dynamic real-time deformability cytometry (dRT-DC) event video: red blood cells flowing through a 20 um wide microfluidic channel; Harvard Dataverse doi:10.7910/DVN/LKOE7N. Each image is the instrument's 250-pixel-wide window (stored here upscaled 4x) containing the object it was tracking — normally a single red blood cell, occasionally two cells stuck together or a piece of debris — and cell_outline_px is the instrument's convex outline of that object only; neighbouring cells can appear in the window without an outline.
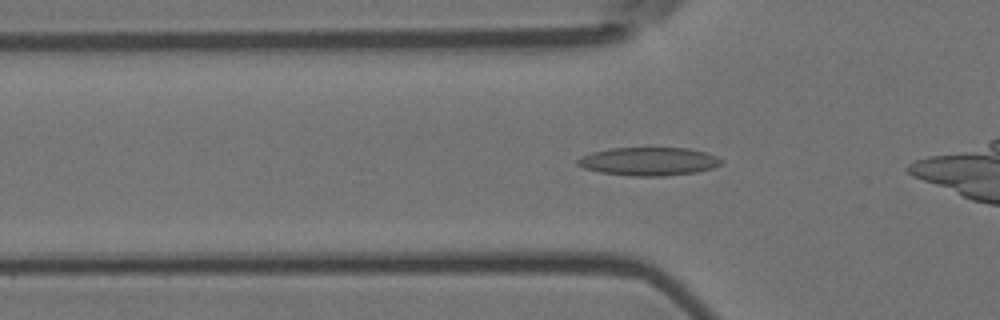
{"species": "Egyptian fruit bat (a non-hibernating species)", "species_latin": "Rousettus aegyptiacus", "temperature_condition": "room temperature", "stored_images_in_passage": 42, "camera_frame_rate_fps": 3000, "um_per_image_px": 0.085, "animal": {"sex": "female"}, "frame": {"image": 1, "passage_image": 11, "time_ms": 3.333, "image_size_px": [1000, 320], "cell_outline_px": [[724, 164], [712, 168], [696, 172], [664, 176], [632, 176], [600, 172], [584, 168], [576, 164], [576, 160], [580, 156], [592, 152], [612, 148], [688, 148], [704, 152], [716, 156], [724, 160]], "centroid_in_image_um": [55.15, 13.72], "position_along_channel_um": 70.7, "area_um2": 23.76}}
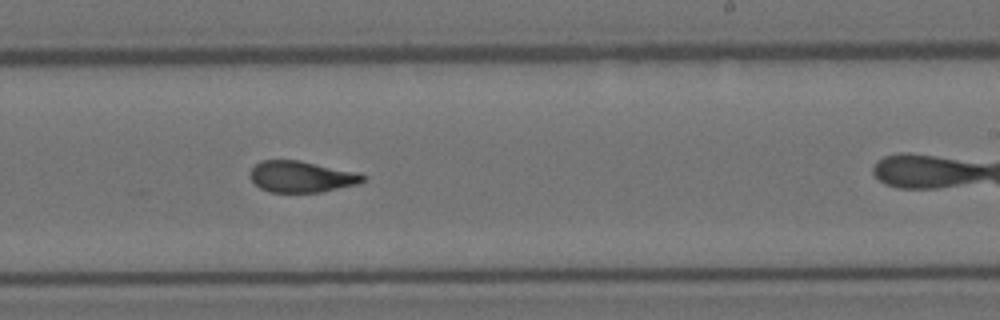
{"frame": {"image": 2, "passage_image": 27, "time_ms": 8.667, "image_size_px": [1000, 320], "cell_outline_px": [[368, 176], [364, 180], [356, 184], [320, 192], [268, 192], [260, 188], [248, 176], [248, 172], [260, 160], [300, 160], [360, 172]], "centroid_in_image_um": [25.62, 15.0], "position_along_channel_um": 263.4, "area_um2": 20.81}}
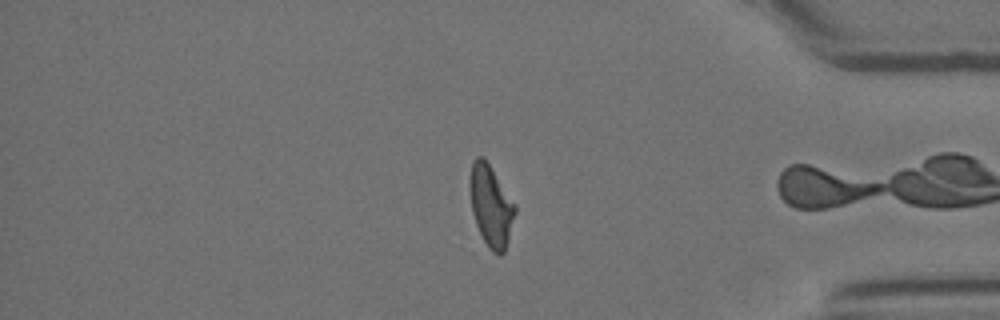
{"frame": {"image": 3, "passage_image": 40, "time_ms": 13.0, "image_size_px": [1000, 320], "cell_outline_px": [[516, 212], [508, 240], [504, 252], [500, 256], [492, 252], [488, 248], [476, 224], [472, 212], [468, 188], [468, 176], [472, 160], [476, 156], [484, 156], [516, 204]], "centroid_in_image_um": [41.7, 17.44], "position_along_channel_um": 393.5, "area_um2": 21.91}, "authors_computed_cell_mechanics": {"area_um2": 21.7328, "velocity_mm_per_s": 3.6035, "shape_relaxation_time_tau1_ms": null, "shape_relaxation_time_tau2_ms": 2.5933, "deformation_change_tau1": null, "deformation_change_tau2": 0.0994}}